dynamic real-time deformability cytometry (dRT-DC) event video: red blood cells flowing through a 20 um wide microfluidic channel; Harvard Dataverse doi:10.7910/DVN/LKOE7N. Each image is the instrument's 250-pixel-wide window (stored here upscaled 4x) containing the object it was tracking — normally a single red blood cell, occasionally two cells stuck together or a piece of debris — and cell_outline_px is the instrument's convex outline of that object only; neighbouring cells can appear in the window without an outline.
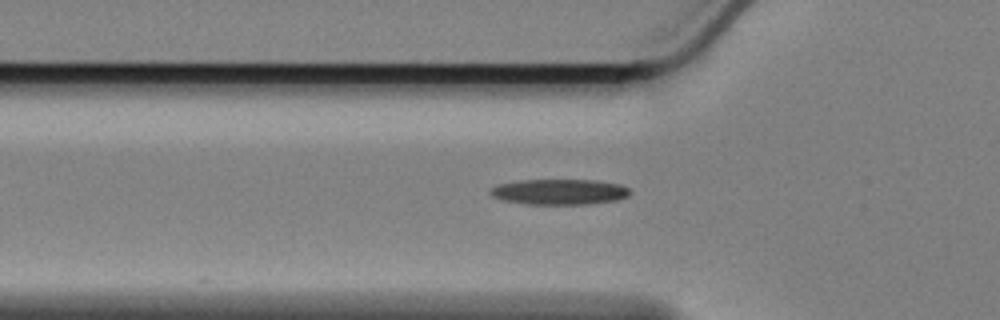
{"species": "Egyptian fruit bat (a non-hibernating species)", "species_latin": "Rousettus aegyptiacus", "temperature_condition": "cold", "stored_images_in_passage": 38, "camera_frame_rate_fps": 3000, "um_per_image_px": 0.085, "animal": {"sex": "female"}, "frame": {"image": 1, "passage_image": 6, "time_ms": 1.667, "image_size_px": [1000, 320], "cell_outline_px": [[632, 192], [628, 196], [616, 200], [588, 204], [528, 204], [500, 200], [492, 196], [488, 192], [492, 188], [500, 184], [520, 180], [596, 180], [620, 184], [628, 188]], "centroid_in_image_um": [47.55, 16.31], "position_along_channel_um": 78.2, "area_um2": 20.81}}
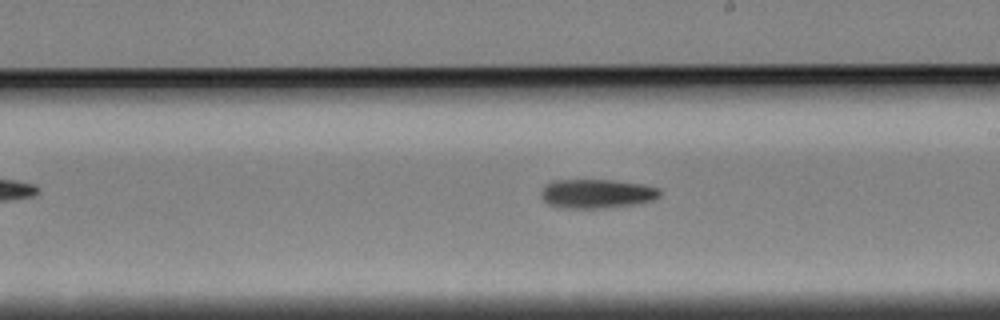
{"frame": {"image": 2, "passage_image": 20, "time_ms": 6.333, "image_size_px": [1000, 320], "cell_outline_px": [[660, 196], [656, 200], [636, 204], [608, 208], [560, 208], [548, 204], [540, 196], [540, 192], [544, 184], [552, 180], [612, 180], [644, 184], [660, 188]], "centroid_in_image_um": [50.73, 16.46], "position_along_channel_um": 238.3, "area_um2": 20.58}}
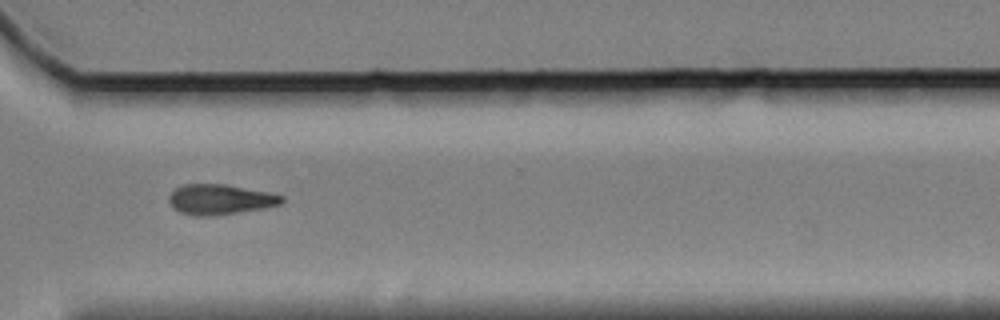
{"frame": {"image": 3, "passage_image": 30, "time_ms": 9.667, "image_size_px": [1000, 320], "cell_outline_px": [[284, 200], [280, 204], [264, 208], [212, 216], [196, 216], [180, 212], [172, 208], [168, 200], [168, 196], [180, 184], [224, 184], [272, 192], [284, 196]], "centroid_in_image_um": [18.7, 16.94], "position_along_channel_um": 351.9, "area_um2": 20.06}}